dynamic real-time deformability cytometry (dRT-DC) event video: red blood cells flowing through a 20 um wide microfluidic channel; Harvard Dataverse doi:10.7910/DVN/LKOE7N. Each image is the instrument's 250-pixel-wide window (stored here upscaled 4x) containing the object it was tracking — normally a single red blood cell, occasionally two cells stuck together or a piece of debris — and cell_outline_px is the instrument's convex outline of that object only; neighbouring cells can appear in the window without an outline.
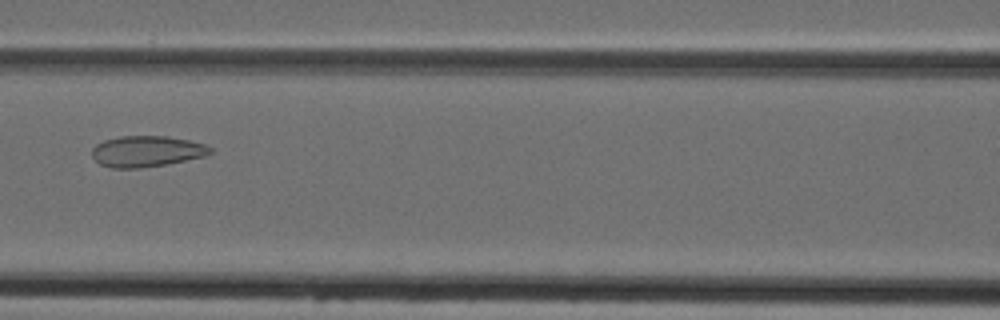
{"species": "Egyptian fruit bat (a non-hibernating species)", "species_latin": "Rousettus aegyptiacus", "temperature_condition": "cold", "stored_images_in_passage": 6, "camera_frame_rate_fps": 3000, "um_per_image_px": 0.085, "animal": {"sex": "female"}, "frame": {"image": 1, "passage_image": 6, "time_ms": 6.667, "image_size_px": [1000, 320], "cell_outline_px": [[212, 152], [204, 156], [164, 164], [140, 168], [112, 168], [100, 164], [92, 156], [92, 148], [96, 144], [104, 140], [120, 136], [168, 136], [188, 140], [204, 144], [212, 148]], "centroid_in_image_um": [12.43, 12.85], "position_along_channel_um": 154.2, "area_um2": 21.21}}